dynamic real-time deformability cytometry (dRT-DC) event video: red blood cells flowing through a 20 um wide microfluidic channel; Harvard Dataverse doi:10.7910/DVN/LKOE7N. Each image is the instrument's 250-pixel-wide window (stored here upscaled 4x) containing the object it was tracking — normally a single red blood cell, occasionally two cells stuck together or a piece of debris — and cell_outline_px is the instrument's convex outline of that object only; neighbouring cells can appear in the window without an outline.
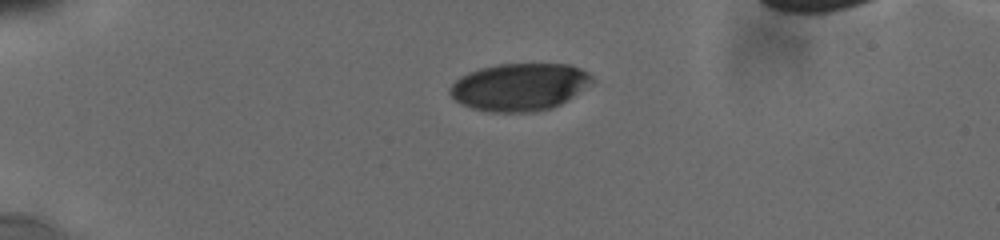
{"species": "human", "species_latin": "Homo sapiens", "temperature_condition": "cold", "stored_images_in_passage": 14, "camera_frame_rate_fps": 3000, "um_per_image_px": 0.085, "donor": {"sex": "male"}, "frame": {"image": 1, "passage_image": 1, "time_ms": 0.0, "image_size_px": [1000, 240], "cell_outline_px": [[596, 80], [592, 84], [560, 104], [552, 108], [532, 112], [488, 112], [472, 108], [460, 104], [448, 92], [448, 88], [460, 76], [468, 72], [480, 68], [500, 64], [568, 64], [580, 68], [588, 72]], "centroid_in_image_um": [44.16, 7.39], "position_along_channel_um": 40.8, "area_um2": 39.54}}
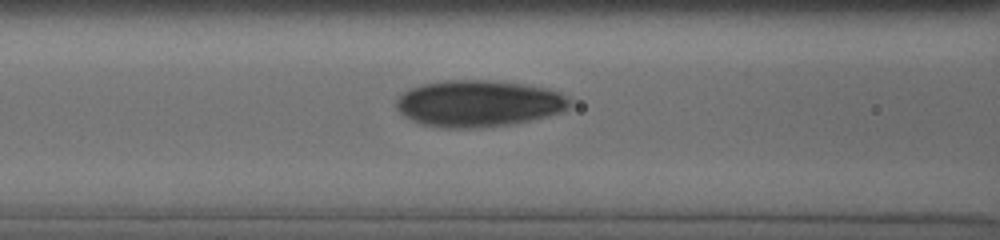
{"frame": {"image": 2, "passage_image": 10, "time_ms": 3.667, "image_size_px": [1000, 240], "cell_outline_px": [[568, 108], [560, 112], [528, 120], [508, 124], [472, 128], [444, 128], [424, 124], [412, 120], [404, 116], [396, 108], [396, 100], [404, 92], [412, 88], [424, 84], [444, 80], [484, 80], [524, 84], [548, 88], [568, 96]], "centroid_in_image_um": [40.65, 8.79], "position_along_channel_um": 125.9, "area_um2": 46.47}}
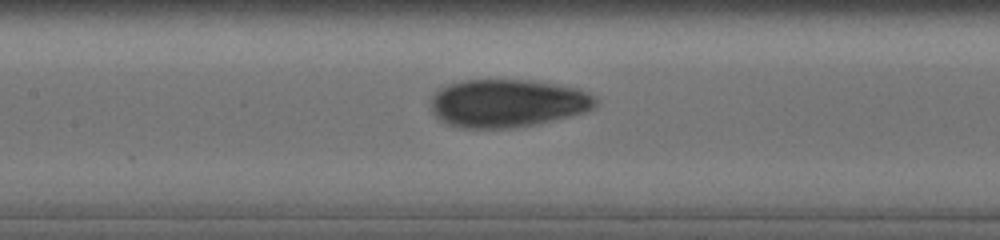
{"frame": {"image": 3, "passage_image": 13, "time_ms": 4.667, "image_size_px": [1000, 240], "cell_outline_px": [[596, 104], [592, 108], [584, 112], [568, 116], [516, 128], [464, 128], [448, 124], [440, 120], [432, 112], [432, 96], [440, 88], [448, 84], [460, 80], [528, 80], [576, 88], [592, 96], [596, 100]], "centroid_in_image_um": [43.07, 8.77], "position_along_channel_um": 164.3, "area_um2": 45.55}}